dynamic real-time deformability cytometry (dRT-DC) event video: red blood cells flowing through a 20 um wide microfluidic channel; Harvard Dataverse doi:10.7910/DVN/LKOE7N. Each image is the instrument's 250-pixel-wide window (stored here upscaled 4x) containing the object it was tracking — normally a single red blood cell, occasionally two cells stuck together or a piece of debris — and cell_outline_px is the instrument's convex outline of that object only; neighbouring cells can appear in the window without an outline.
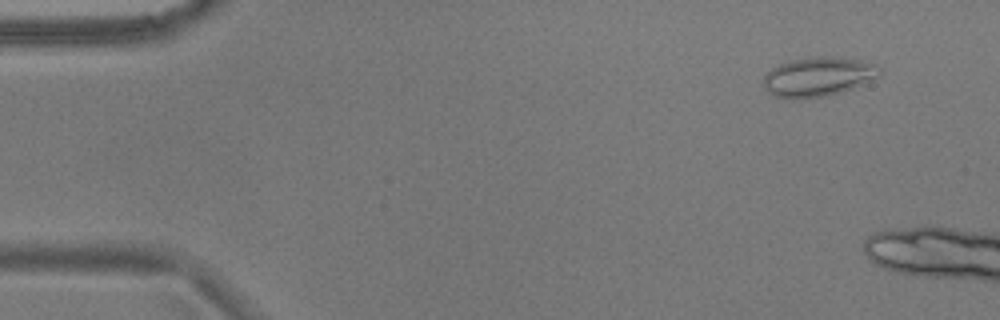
{"species": "common noctule bat (a hibernating species)", "species_latin": "Nyctalus noctula", "temperature_condition": "warm", "stored_images_in_passage": 11, "camera_frame_rate_fps": 3000, "um_per_image_px": 0.085, "animal": {"sex": "male", "body_mass_g": 17.9}, "frame": {"image": 1, "passage_image": 5, "time_ms": 1.333, "image_size_px": [1000, 320], "cell_outline_px": [[884, 68], [876, 76], [852, 88], [840, 92], [824, 96], [804, 100], [776, 96], [768, 92], [764, 88], [764, 76], [772, 68], [788, 60], [816, 56], [832, 56], [860, 60], [876, 64]], "centroid_in_image_um": [69.52, 6.51], "position_along_channel_um": 15.5, "area_um2": 26.59}}